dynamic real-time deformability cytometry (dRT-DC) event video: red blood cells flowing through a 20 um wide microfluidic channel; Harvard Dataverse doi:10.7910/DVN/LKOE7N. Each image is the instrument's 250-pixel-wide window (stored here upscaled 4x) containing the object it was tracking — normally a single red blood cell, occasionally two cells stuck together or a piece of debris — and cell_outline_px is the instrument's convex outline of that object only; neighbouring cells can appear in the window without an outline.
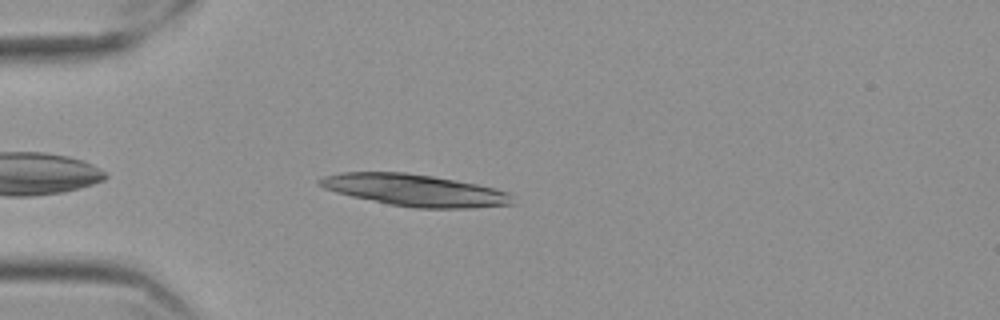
{"species": "Egyptian fruit bat (a non-hibernating species)", "species_latin": "Rousettus aegyptiacus", "temperature_condition": "cold", "stored_images_in_passage": 45, "camera_frame_rate_fps": 3000, "um_per_image_px": 0.085, "frame": {"image": 1, "passage_image": 4, "time_ms": 1.0, "image_size_px": [1000, 320], "cell_outline_px": [[512, 204], [472, 208], [416, 208], [388, 204], [352, 196], [336, 192], [324, 188], [316, 184], [316, 180], [324, 176], [340, 172], [404, 172], [432, 176], [456, 180], [496, 188], [508, 192], [512, 196]], "centroid_in_image_um": [35.23, 16.16], "position_along_channel_um": 49.8, "area_um2": 35.78}}